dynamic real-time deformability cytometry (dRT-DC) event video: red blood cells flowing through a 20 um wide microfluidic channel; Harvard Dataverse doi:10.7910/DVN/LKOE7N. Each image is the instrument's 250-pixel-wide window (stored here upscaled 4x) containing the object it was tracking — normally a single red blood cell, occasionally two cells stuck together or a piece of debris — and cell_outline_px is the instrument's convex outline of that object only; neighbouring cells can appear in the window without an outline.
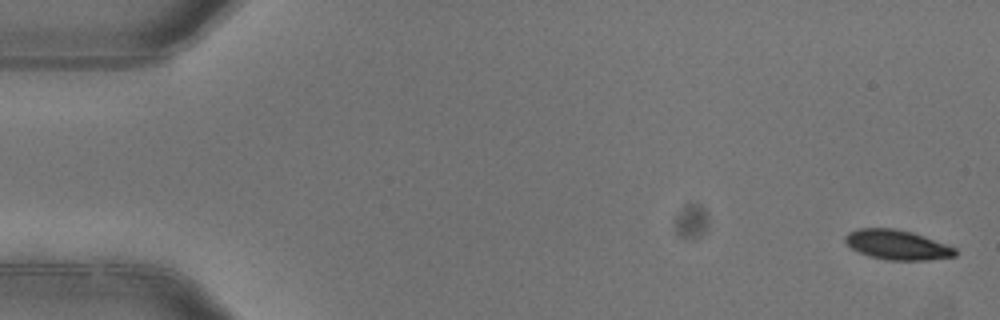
{"species": "common noctule bat (a hibernating species)", "species_latin": "Nyctalus noctula", "temperature_condition": "warm", "stored_images_in_passage": 6, "segment_of_instrument_passage": [1, 2], "camera_frame_rate_fps": 3000, "um_per_image_px": 0.085, "animal": {"sex": "female"}, "frame": {"image": 1, "passage_image": 1, "time_ms": 0.0, "image_size_px": [1000, 320], "cell_outline_px": [[956, 256], [928, 260], [888, 260], [868, 256], [852, 248], [844, 240], [844, 236], [848, 232], [860, 228], [896, 228], [912, 232], [924, 236], [956, 248]], "centroid_in_image_um": [76.25, 20.8], "position_along_channel_um": 8.7, "area_um2": 19.02}}